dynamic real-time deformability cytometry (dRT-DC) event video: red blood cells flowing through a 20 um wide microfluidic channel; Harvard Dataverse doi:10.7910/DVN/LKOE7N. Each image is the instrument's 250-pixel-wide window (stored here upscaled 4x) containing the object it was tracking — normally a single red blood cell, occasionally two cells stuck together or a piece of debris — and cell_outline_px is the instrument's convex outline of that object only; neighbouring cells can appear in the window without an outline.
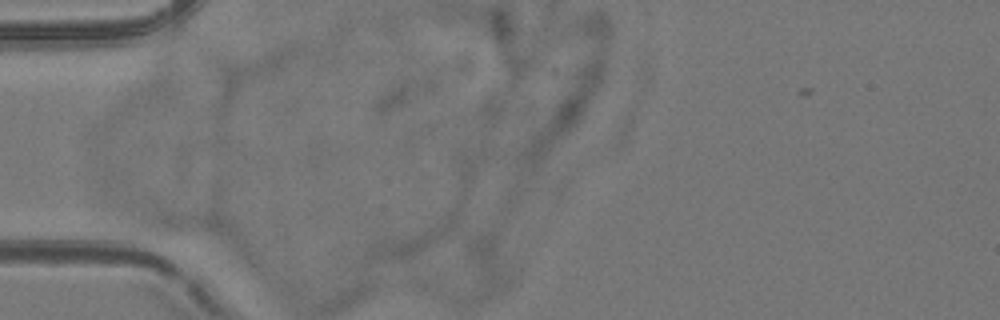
{"species": "common noctule bat (a hibernating species)", "species_latin": "Nyctalus noctula", "temperature_condition": "room temperature", "stored_images_in_passage": 2, "camera_frame_rate_fps": 3000, "um_per_image_px": 0.085, "animal": {"sex": "female", "body_mass_g": 24.6, "forearm_length_mm": 56.2}, "frame": {"image": 1, "passage_image": 1, "time_ms": 0.0, "image_size_px": [1000, 320], "cell_outline_px": [[220, 232], [168, 236], [164, 236], [132, 228], [96, 216], [96, 208], [112, 200], [144, 204], [216, 216], [220, 220]], "centroid_in_image_um": [13.45, 18.61], "position_along_channel_um": 71.6, "area_um2": 20.29}}